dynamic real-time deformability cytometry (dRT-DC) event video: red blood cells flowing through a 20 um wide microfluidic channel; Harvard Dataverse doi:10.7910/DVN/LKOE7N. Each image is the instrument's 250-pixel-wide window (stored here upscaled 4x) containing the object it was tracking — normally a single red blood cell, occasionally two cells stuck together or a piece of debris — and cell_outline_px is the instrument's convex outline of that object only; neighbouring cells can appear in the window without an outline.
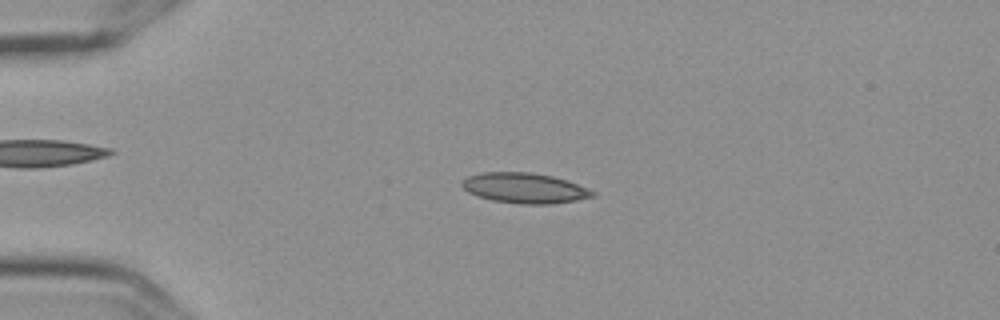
{"species": "Egyptian fruit bat (a non-hibernating species)", "species_latin": "Rousettus aegyptiacus", "temperature_condition": "cold", "stored_images_in_passage": 56, "camera_frame_rate_fps": 3000, "um_per_image_px": 0.085, "frame": {"image": 1, "passage_image": 13, "time_ms": 4.0, "image_size_px": [1000, 320], "cell_outline_px": [[596, 196], [576, 200], [548, 204], [520, 204], [492, 200], [476, 196], [468, 192], [460, 184], [460, 180], [468, 176], [480, 172], [532, 172], [552, 176], [576, 184], [596, 192]], "centroid_in_image_um": [44.53, 15.98], "position_along_channel_um": 40.5, "area_um2": 23.06}}
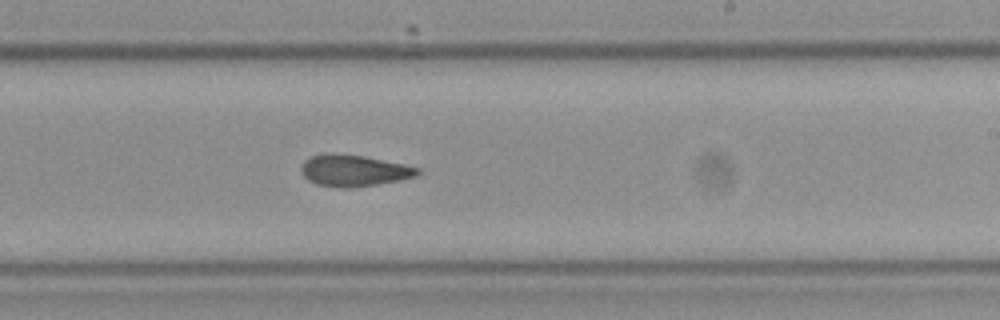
{"frame": {"image": 2, "passage_image": 34, "time_ms": 11.0, "image_size_px": [1000, 320], "cell_outline_px": [[420, 172], [416, 176], [400, 180], [352, 188], [340, 188], [316, 184], [308, 180], [300, 172], [300, 168], [304, 160], [312, 156], [364, 156], [404, 164], [420, 168]], "centroid_in_image_um": [30.1, 14.54], "position_along_channel_um": 258.9, "area_um2": 20.75}}
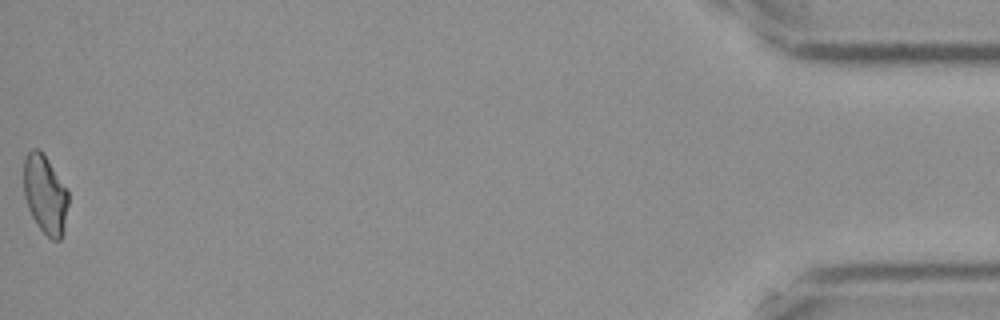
{"frame": {"image": 3, "passage_image": 56, "time_ms": 18.333, "image_size_px": [1000, 320], "cell_outline_px": [[68, 204], [64, 228], [60, 240], [52, 240], [36, 224], [28, 208], [24, 196], [24, 160], [28, 152], [32, 148], [36, 148], [44, 156], [68, 188]], "centroid_in_image_um": [3.84, 16.54], "position_along_channel_um": 431.4, "area_um2": 20.29}, "authors_computed_cell_mechanics": {"area_um2": 21.6461, "velocity_mm_per_s": 3.6032, "shape_relaxation_time_tau1_ms": 8.5144, "shape_relaxation_time_tau2_ms": 3.1684, "deformation_change_tau1": 0.1528, "deformation_change_tau2": 0.0947}}